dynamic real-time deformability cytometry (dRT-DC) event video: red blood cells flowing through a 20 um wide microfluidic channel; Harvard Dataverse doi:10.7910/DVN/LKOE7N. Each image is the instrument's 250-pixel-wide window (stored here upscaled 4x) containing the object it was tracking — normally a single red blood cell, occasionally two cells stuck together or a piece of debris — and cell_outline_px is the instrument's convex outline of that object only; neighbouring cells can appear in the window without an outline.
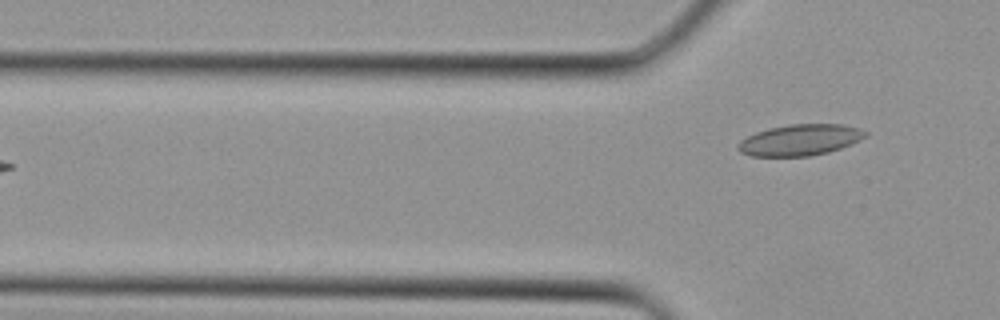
{"species": "Egyptian fruit bat (a non-hibernating species)", "species_latin": "Rousettus aegyptiacus", "temperature_condition": "cold", "stored_images_in_passage": 2, "camera_frame_rate_fps": 3000, "um_per_image_px": 0.085, "animal": {"sex": "female"}, "frame": {"image": 1, "passage_image": 2, "time_ms": 0.333, "image_size_px": [1000, 320], "cell_outline_px": [[868, 136], [860, 140], [840, 148], [828, 152], [808, 156], [752, 156], [740, 152], [736, 148], [736, 144], [740, 140], [756, 132], [768, 128], [788, 124], [840, 124], [860, 128], [868, 132]], "centroid_in_image_um": [67.99, 11.89], "position_along_channel_um": 57.8, "area_um2": 23.24}}